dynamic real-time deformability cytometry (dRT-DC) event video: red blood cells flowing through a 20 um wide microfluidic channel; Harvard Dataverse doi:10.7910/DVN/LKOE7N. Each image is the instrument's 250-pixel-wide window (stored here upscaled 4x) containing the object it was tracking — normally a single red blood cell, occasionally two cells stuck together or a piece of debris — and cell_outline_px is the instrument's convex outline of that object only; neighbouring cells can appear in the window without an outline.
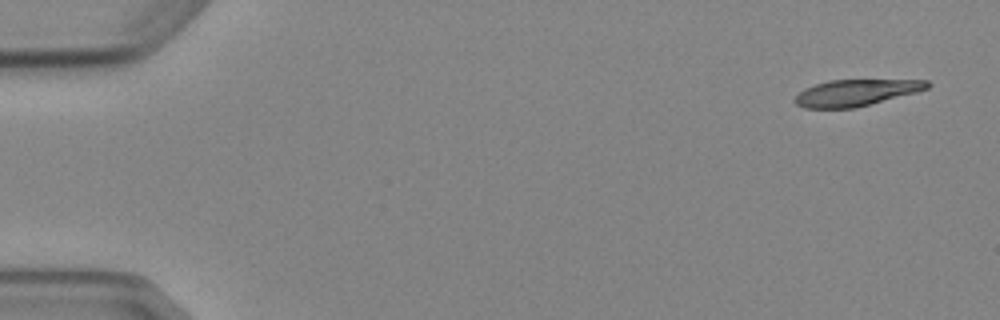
{"species": "Egyptian fruit bat (a non-hibernating species)", "species_latin": "Rousettus aegyptiacus", "temperature_condition": "cold", "stored_images_in_passage": 4, "camera_frame_rate_fps": 3000, "um_per_image_px": 0.085, "animal": {"sex": "female"}, "frame": {"image": 1, "passage_image": 1, "time_ms": 0.0, "image_size_px": [1000, 320], "cell_outline_px": [[932, 84], [928, 88], [916, 92], [856, 108], [804, 108], [796, 104], [792, 100], [804, 88], [828, 80], [928, 80]], "centroid_in_image_um": [72.74, 7.88], "position_along_channel_um": 12.3, "area_um2": 20.4}}
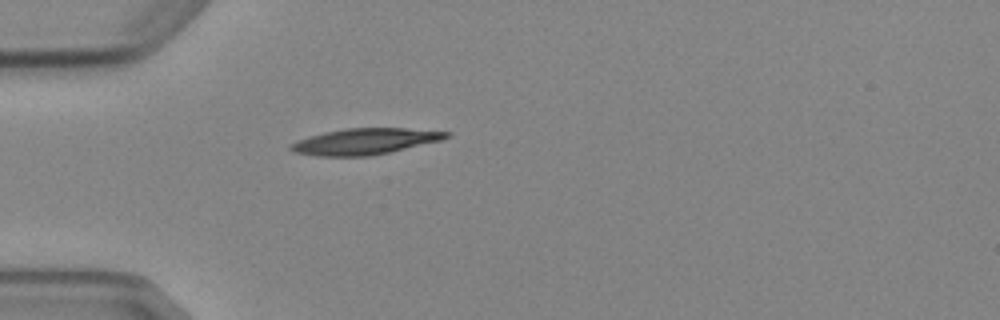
{"frame": {"image": 2, "passage_image": 4, "time_ms": 4.333, "image_size_px": [1000, 320], "cell_outline_px": [[452, 136], [440, 140], [372, 156], [316, 156], [292, 152], [288, 148], [288, 144], [296, 140], [308, 136], [324, 132], [344, 128], [404, 128], [452, 132]], "centroid_in_image_um": [30.95, 12.02], "position_along_channel_um": 54.1, "area_um2": 23.81}}